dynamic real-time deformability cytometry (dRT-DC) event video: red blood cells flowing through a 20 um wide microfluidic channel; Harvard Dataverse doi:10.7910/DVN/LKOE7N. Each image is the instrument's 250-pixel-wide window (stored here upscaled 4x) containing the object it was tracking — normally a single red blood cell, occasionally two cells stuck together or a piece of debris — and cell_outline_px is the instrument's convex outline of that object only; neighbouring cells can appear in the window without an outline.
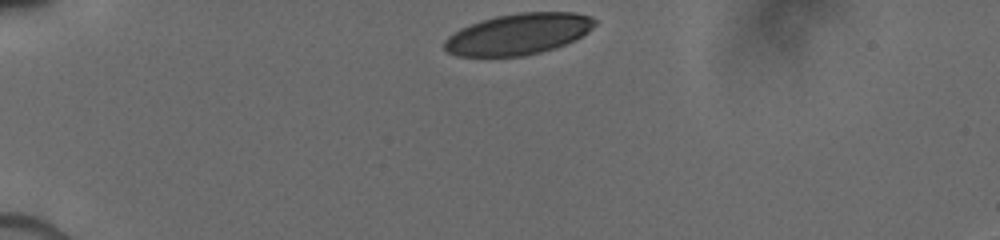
{"species": "human", "species_latin": "Homo sapiens", "temperature_condition": "cold", "stored_images_in_passage": 28, "camera_frame_rate_fps": 3000, "um_per_image_px": 0.085, "donor": {"sex": "male"}, "frame": {"image": 1, "passage_image": 1, "time_ms": 0.0, "image_size_px": [1000, 240], "cell_outline_px": [[596, 24], [588, 32], [576, 40], [556, 48], [524, 56], [456, 56], [448, 52], [444, 48], [444, 40], [448, 36], [460, 28], [496, 16], [520, 12], [572, 12], [592, 16], [596, 20]], "centroid_in_image_um": [44.09, 2.89], "position_along_channel_um": 40.9, "area_um2": 36.13}}
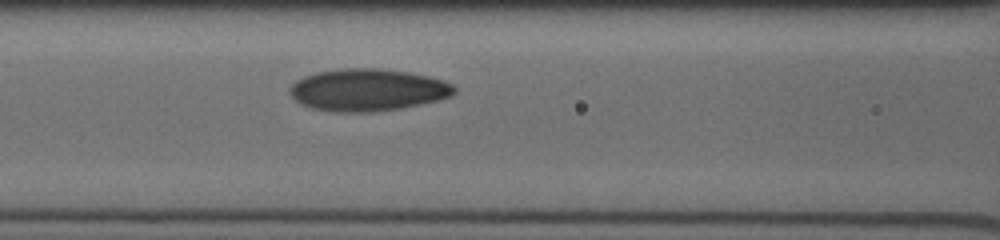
{"frame": {"image": 2, "passage_image": 22, "time_ms": 3.667, "image_size_px": [1000, 240], "cell_outline_px": [[456, 92], [452, 96], [440, 100], [400, 108], [372, 112], [336, 112], [312, 108], [300, 104], [288, 92], [288, 88], [296, 80], [304, 76], [316, 72], [348, 68], [380, 68], [408, 72], [428, 76], [444, 80], [452, 84], [456, 88]], "centroid_in_image_um": [31.26, 7.64], "position_along_channel_um": 135.3, "area_um2": 40.63}}
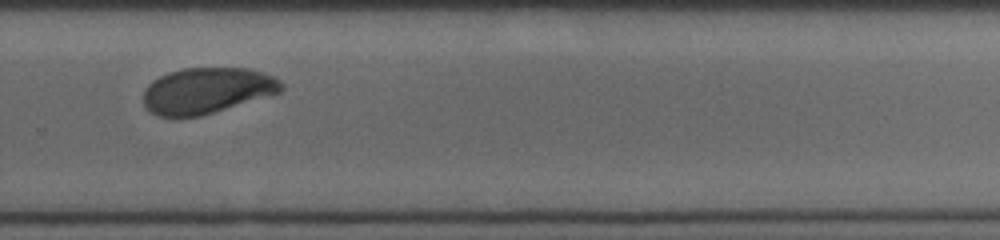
{"frame": {"image": 3, "passage_image": 28, "time_ms": 8.0, "image_size_px": [1000, 240], "cell_outline_px": [[284, 88], [280, 92], [200, 116], [160, 116], [152, 112], [144, 104], [144, 88], [152, 80], [168, 72], [184, 68], [248, 68], [264, 72], [276, 76], [284, 84]], "centroid_in_image_um": [17.61, 7.67], "position_along_channel_um": 312.2, "area_um2": 36.76}}